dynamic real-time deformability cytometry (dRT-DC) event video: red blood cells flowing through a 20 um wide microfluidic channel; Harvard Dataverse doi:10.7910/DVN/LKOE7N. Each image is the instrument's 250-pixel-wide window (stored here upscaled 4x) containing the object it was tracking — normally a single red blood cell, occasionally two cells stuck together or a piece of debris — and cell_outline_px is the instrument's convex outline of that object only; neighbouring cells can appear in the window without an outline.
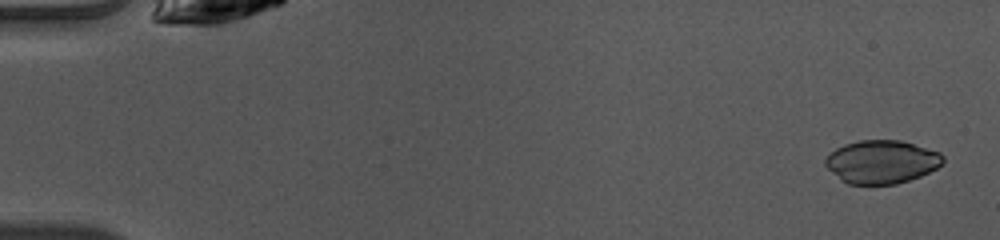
{"species": "common noctule bat (a hibernating species)", "species_latin": "Nyctalus noctula", "temperature_condition": "warm", "stored_images_in_passage": 48, "camera_frame_rate_fps": 3000, "um_per_image_px": 0.085, "animal": {"sex": "female", "body_mass_g": 10.0, "forearm_length_mm": 53.1}, "frame": {"image": 1, "passage_image": 2, "time_ms": 0.333, "image_size_px": [1000, 240], "cell_outline_px": [[944, 160], [936, 168], [920, 176], [896, 184], [848, 184], [840, 180], [824, 164], [824, 160], [836, 148], [844, 144], [860, 140], [900, 140], [940, 152], [944, 156]], "centroid_in_image_um": [74.92, 13.75], "position_along_channel_um": 10.1, "area_um2": 29.48}}